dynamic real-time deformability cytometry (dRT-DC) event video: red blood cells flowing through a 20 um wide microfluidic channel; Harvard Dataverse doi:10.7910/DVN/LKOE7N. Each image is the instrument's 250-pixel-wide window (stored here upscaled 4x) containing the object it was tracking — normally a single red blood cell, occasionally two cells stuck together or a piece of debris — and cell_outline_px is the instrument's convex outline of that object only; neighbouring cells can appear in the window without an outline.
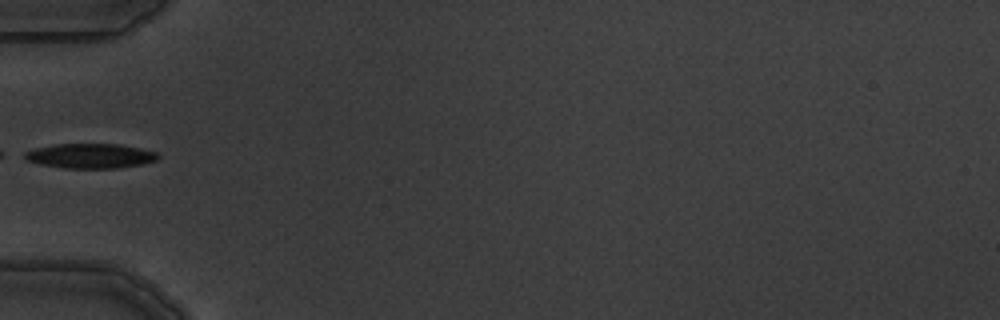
{"species": "common noctule bat (a hibernating species)", "species_latin": "Nyctalus noctula", "temperature_condition": "warm", "stored_images_in_passage": 2, "camera_frame_rate_fps": 3000, "um_per_image_px": 0.085, "animal": {"sex": "male", "body_mass_g": 19.5, "forearm_length_mm": 54.6}, "frame": {"image": 1, "passage_image": 2, "time_ms": 1.333, "image_size_px": [1000, 320], "cell_outline_px": [[160, 156], [156, 160], [140, 164], [116, 168], [64, 168], [40, 164], [28, 160], [24, 156], [24, 152], [36, 148], [56, 144], [120, 144], [140, 148], [156, 152]], "centroid_in_image_um": [7.68, 13.25], "position_along_channel_um": 77.3, "area_um2": 19.02}}